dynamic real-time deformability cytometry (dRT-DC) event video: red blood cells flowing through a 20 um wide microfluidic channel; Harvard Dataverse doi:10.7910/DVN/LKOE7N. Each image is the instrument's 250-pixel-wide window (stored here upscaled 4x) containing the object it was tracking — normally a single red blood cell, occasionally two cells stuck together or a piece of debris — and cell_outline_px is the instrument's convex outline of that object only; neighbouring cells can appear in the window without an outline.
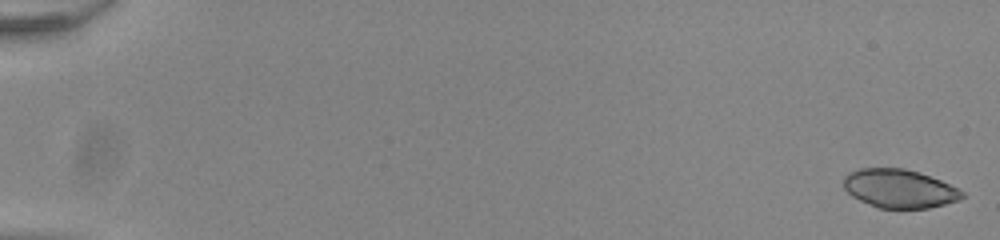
{"species": "common noctule bat (a hibernating species)", "species_latin": "Nyctalus noctula", "temperature_condition": "room temperature", "stored_images_in_passage": 53, "camera_frame_rate_fps": 3000, "um_per_image_px": 0.085, "animal": {"sex": "male", "body_mass_g": 20.0, "forearm_length_mm": 53.3}, "frame": {"image": 1, "passage_image": 1, "time_ms": 0.0, "image_size_px": [1000, 240], "cell_outline_px": [[964, 196], [960, 200], [928, 208], [876, 208], [852, 196], [844, 188], [844, 176], [848, 172], [860, 168], [904, 168], [920, 172], [940, 180], [964, 192]], "centroid_in_image_um": [76.42, 16.02], "position_along_channel_um": 8.6, "area_um2": 26.65}}
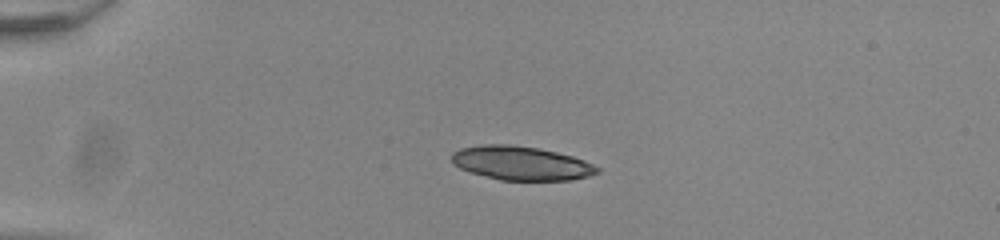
{"frame": {"image": 2, "passage_image": 14, "time_ms": 4.333, "image_size_px": [1000, 240], "cell_outline_px": [[600, 172], [588, 176], [572, 180], [500, 180], [468, 172], [452, 164], [452, 152], [460, 148], [480, 144], [512, 144], [536, 148], [556, 152], [572, 156], [584, 160], [600, 168]], "centroid_in_image_um": [44.26, 13.87], "position_along_channel_um": 40.7, "area_um2": 28.9}}